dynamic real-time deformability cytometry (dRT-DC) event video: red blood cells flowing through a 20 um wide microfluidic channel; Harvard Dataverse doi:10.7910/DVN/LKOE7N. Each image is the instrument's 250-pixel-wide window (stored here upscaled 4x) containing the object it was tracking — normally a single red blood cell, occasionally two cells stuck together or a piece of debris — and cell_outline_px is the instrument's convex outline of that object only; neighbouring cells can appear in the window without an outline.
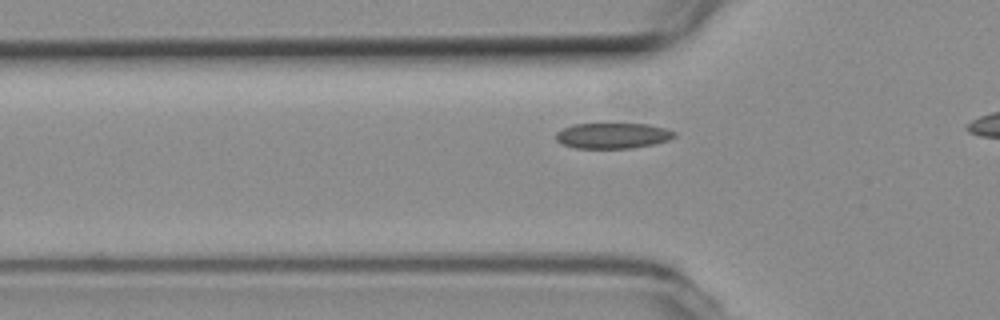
{"species": "common noctule bat (a hibernating species)", "species_latin": "Nyctalus noctula", "temperature_condition": "room temperature", "stored_images_in_passage": 8, "camera_frame_rate_fps": 3000, "um_per_image_px": 0.085, "animal": {"sex": "female", "body_mass_g": 19.3, "forearm_length_mm": 54.1}, "frame": {"image": 1, "passage_image": 5, "time_ms": 1.333, "image_size_px": [1000, 320], "cell_outline_px": [[676, 136], [668, 140], [656, 144], [632, 148], [576, 148], [564, 144], [556, 140], [556, 132], [572, 124], [648, 124], [664, 128], [676, 132]], "centroid_in_image_um": [52.1, 11.53], "position_along_channel_um": 73.7, "area_um2": 17.63}}